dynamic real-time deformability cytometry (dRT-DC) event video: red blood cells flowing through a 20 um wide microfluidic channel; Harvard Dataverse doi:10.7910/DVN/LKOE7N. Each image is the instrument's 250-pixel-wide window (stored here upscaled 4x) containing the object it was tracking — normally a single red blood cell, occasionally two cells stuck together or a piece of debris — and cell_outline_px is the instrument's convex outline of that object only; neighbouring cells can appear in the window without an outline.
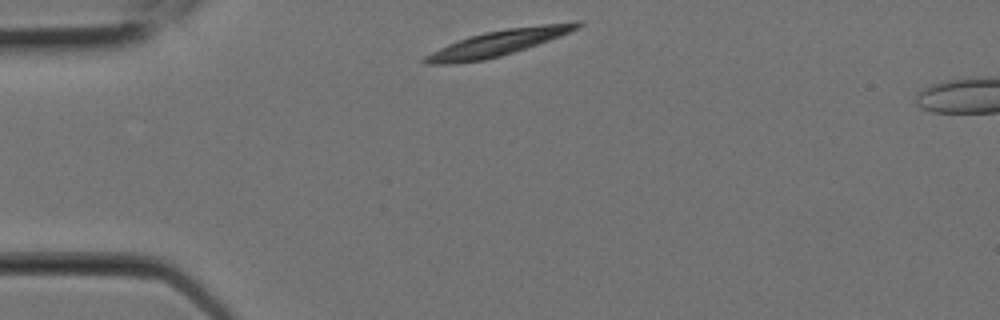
{"species": "Egyptian fruit bat (a non-hibernating species)", "species_latin": "Rousettus aegyptiacus", "temperature_condition": "room temperature", "stored_images_in_passage": 2, "camera_frame_rate_fps": 3000, "um_per_image_px": 0.085, "animal": {"sex": "female"}, "frame": {"image": 1, "passage_image": 1, "time_ms": 0.0, "image_size_px": [1000, 320], "cell_outline_px": [[584, 24], [580, 28], [560, 36], [500, 56], [484, 60], [456, 64], [424, 64], [420, 60], [424, 56], [448, 44], [484, 32], [508, 28], [540, 24], [576, 20], [584, 20]], "centroid_in_image_um": [42.4, 3.63], "position_along_channel_um": 42.6, "area_um2": 22.83}}